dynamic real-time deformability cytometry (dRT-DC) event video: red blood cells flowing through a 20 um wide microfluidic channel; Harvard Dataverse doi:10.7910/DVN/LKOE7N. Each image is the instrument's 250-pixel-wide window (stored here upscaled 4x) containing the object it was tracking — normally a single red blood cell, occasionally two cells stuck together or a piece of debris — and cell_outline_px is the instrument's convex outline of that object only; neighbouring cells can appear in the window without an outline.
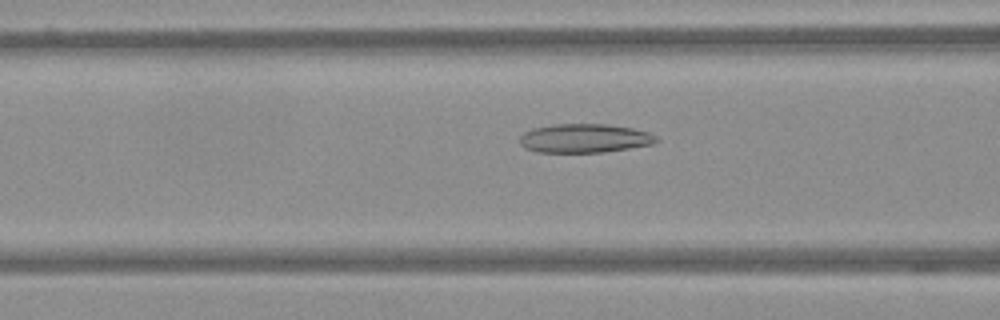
{"species": "Egyptian fruit bat (a non-hibernating species)", "species_latin": "Rousettus aegyptiacus", "temperature_condition": "warm", "stored_images_in_passage": 59, "camera_frame_rate_fps": 3000, "um_per_image_px": 0.085, "frame": {"image": 1, "passage_image": 24, "time_ms": 7.667, "image_size_px": [1000, 320], "cell_outline_px": [[660, 140], [652, 144], [604, 152], [536, 152], [524, 148], [520, 144], [520, 136], [524, 132], [532, 128], [556, 124], [608, 124], [632, 128], [648, 132], [656, 136]], "centroid_in_image_um": [49.66, 11.75], "position_along_channel_um": 116.9, "area_um2": 23.0}}
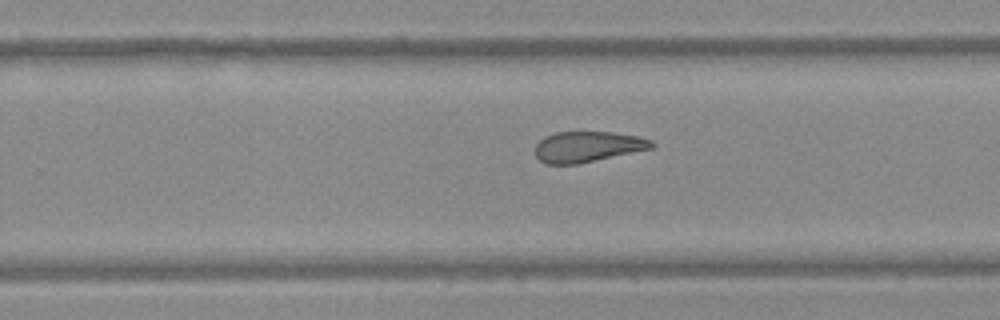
{"frame": {"image": 2, "passage_image": 38, "time_ms": 12.333, "image_size_px": [1000, 320], "cell_outline_px": [[656, 144], [652, 148], [576, 164], [548, 164], [540, 160], [536, 156], [536, 144], [544, 136], [556, 132], [612, 132], [640, 136], [652, 140]], "centroid_in_image_um": [49.96, 12.45], "position_along_channel_um": 279.8, "area_um2": 20.69}}
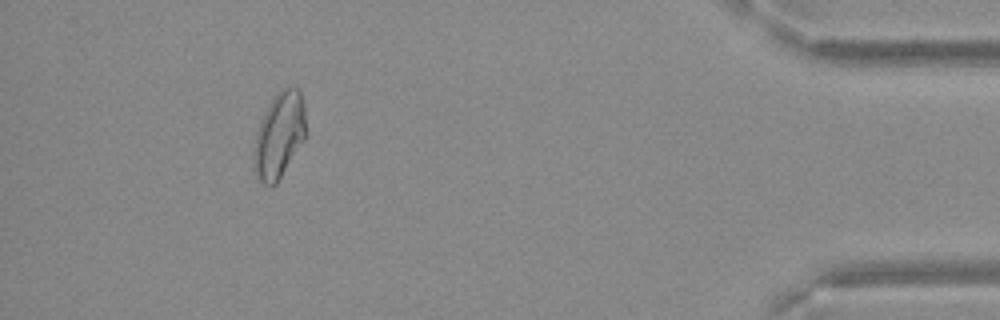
{"frame": {"image": 3, "passage_image": 54, "time_ms": 17.667, "image_size_px": [1000, 320], "cell_outline_px": [[308, 136], [276, 184], [272, 188], [268, 188], [252, 172], [252, 148], [256, 132], [260, 120], [264, 112], [280, 88], [300, 88], [304, 104]], "centroid_in_image_um": [23.73, 11.55], "position_along_channel_um": 411.5, "area_um2": 27.05}}